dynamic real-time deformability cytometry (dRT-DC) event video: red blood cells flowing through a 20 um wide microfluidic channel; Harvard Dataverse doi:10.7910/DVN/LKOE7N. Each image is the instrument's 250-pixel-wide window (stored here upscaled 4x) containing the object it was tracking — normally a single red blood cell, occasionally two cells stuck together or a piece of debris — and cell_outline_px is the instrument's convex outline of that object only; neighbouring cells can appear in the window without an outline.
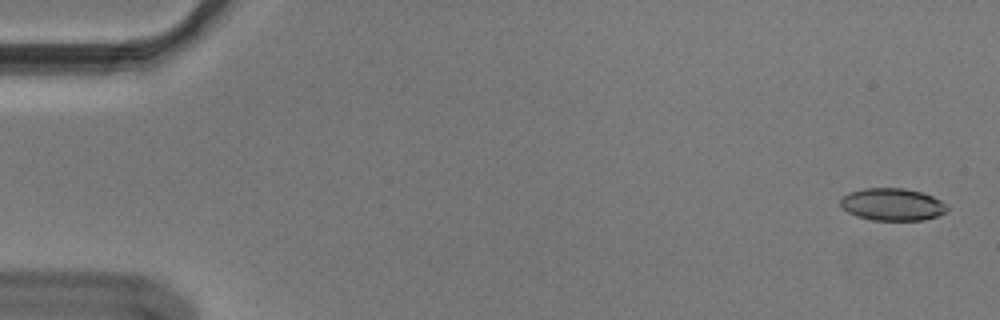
{"species": "Egyptian fruit bat (a non-hibernating species)", "species_latin": "Rousettus aegyptiacus", "temperature_condition": "cold", "stored_images_in_passage": 55, "camera_frame_rate_fps": 3000, "um_per_image_px": 0.085, "animal": {"sex": "male"}, "frame": {"image": 1, "passage_image": 2, "time_ms": 0.333, "image_size_px": [1000, 320], "cell_outline_px": [[948, 212], [924, 220], [872, 220], [856, 216], [848, 212], [840, 204], [840, 200], [848, 192], [864, 188], [904, 188], [920, 192], [932, 196], [940, 200], [948, 208]], "centroid_in_image_um": [75.84, 17.38], "position_along_channel_um": 9.2, "area_um2": 20.06}}
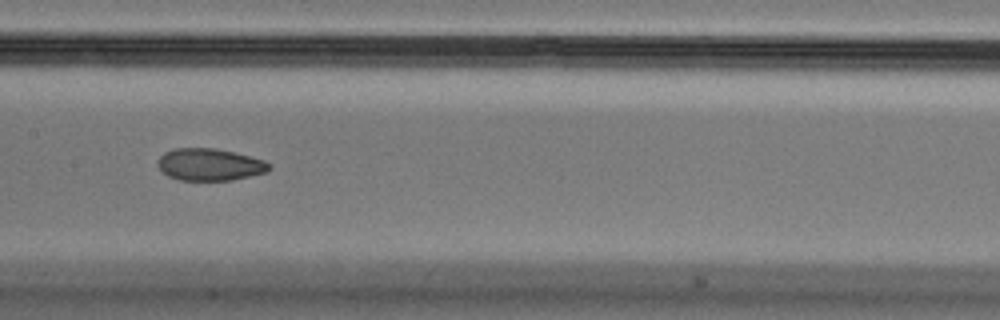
{"frame": {"image": 2, "passage_image": 28, "time_ms": 9.0, "image_size_px": [1000, 320], "cell_outline_px": [[272, 168], [268, 172], [232, 180], [180, 180], [168, 176], [156, 164], [160, 156], [164, 152], [176, 148], [216, 148], [236, 152], [264, 160]], "centroid_in_image_um": [17.84, 13.98], "position_along_channel_um": 189.6, "area_um2": 20.92}}
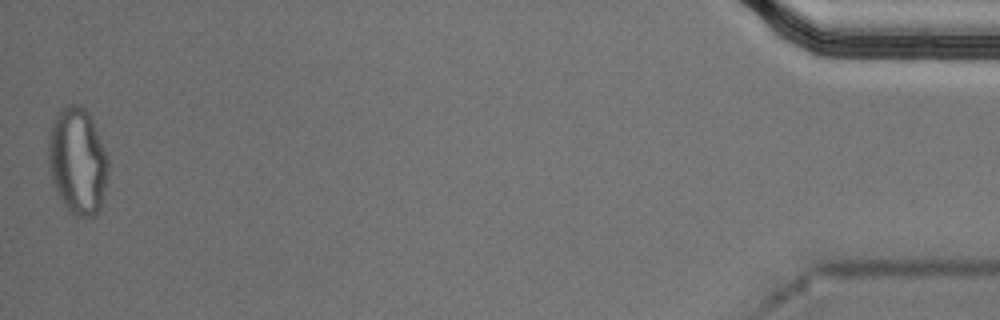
{"frame": {"image": 3, "passage_image": 55, "time_ms": 18.0, "image_size_px": [1000, 320], "cell_outline_px": [[108, 168], [100, 208], [96, 216], [84, 220], [76, 216], [64, 204], [56, 192], [48, 168], [48, 140], [52, 124], [56, 116], [68, 104], [80, 104], [84, 108], [92, 120], [104, 148], [108, 160]], "centroid_in_image_um": [6.58, 13.73], "position_along_channel_um": 428.6, "area_um2": 36.99}, "authors_computed_cell_mechanics": {"area_um2": 21.5594, "velocity_mm_per_s": 3.6433, "shape_relaxation_time_tau1_ms": null, "shape_relaxation_time_tau2_ms": 2.5078, "deformation_change_tau1": null, "deformation_change_tau2": 0.0772}}